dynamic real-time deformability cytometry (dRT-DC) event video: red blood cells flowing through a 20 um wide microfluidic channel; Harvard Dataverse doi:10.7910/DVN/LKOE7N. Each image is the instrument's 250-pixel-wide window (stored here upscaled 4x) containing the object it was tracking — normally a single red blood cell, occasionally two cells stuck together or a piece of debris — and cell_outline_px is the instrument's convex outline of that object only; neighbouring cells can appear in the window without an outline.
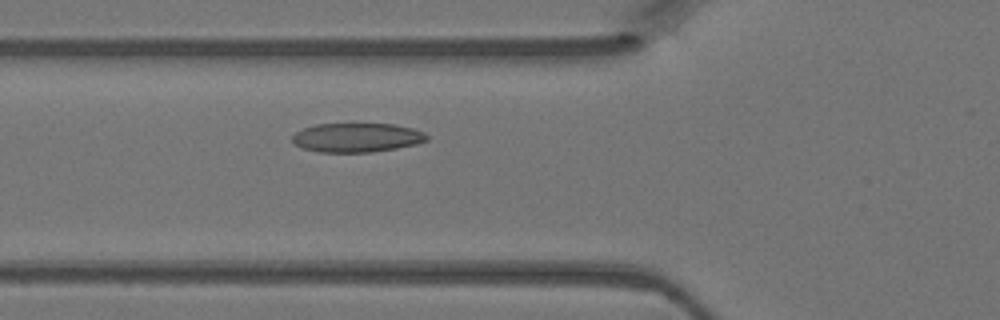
{"species": "Egyptian fruit bat (a non-hibernating species)", "species_latin": "Rousettus aegyptiacus", "temperature_condition": "warm", "stored_images_in_passage": 29, "camera_frame_rate_fps": 3000, "um_per_image_px": 0.085, "animal": {"sex": "female"}, "frame": {"image": 1, "passage_image": 5, "time_ms": 1.333, "image_size_px": [1000, 320], "cell_outline_px": [[428, 140], [416, 144], [396, 148], [372, 152], [320, 152], [304, 148], [296, 144], [292, 140], [292, 136], [296, 132], [304, 128], [316, 124], [360, 120], [396, 124], [412, 128], [424, 132], [428, 136]], "centroid_in_image_um": [30.36, 11.63], "position_along_channel_um": 95.4, "area_um2": 23.87}}
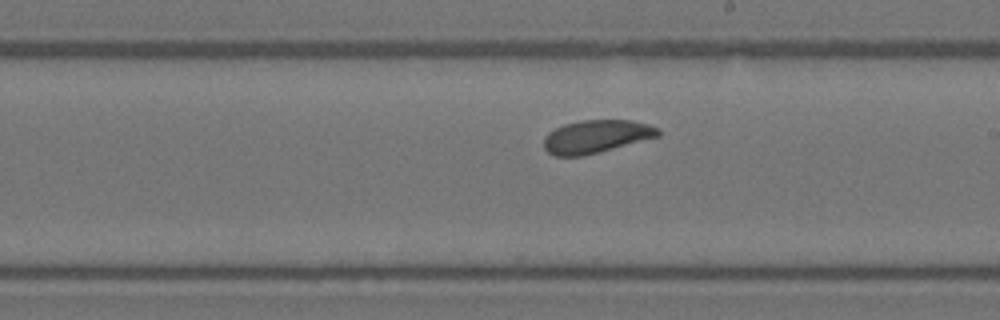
{"frame": {"image": 2, "passage_image": 15, "time_ms": 4.667, "image_size_px": [1000, 320], "cell_outline_px": [[660, 136], [600, 152], [584, 156], [556, 156], [548, 152], [544, 148], [544, 136], [548, 132], [564, 124], [580, 120], [632, 120], [648, 124], [660, 128]], "centroid_in_image_um": [50.69, 11.6], "position_along_channel_um": 238.3, "area_um2": 22.14}}
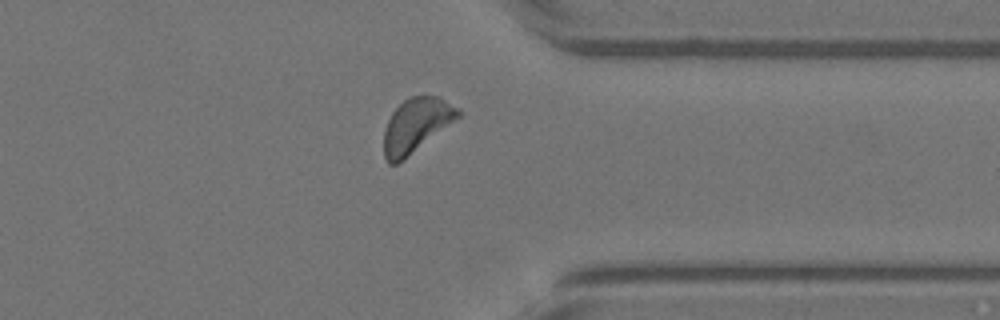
{"frame": {"image": 3, "passage_image": 25, "time_ms": 8.0, "image_size_px": [1000, 320], "cell_outline_px": [[464, 112], [460, 116], [396, 164], [388, 164], [384, 156], [384, 128], [392, 112], [404, 100], [412, 96], [440, 96], [460, 108]], "centroid_in_image_um": [35.38, 10.6], "position_along_channel_um": 376.0, "area_um2": 23.0}}